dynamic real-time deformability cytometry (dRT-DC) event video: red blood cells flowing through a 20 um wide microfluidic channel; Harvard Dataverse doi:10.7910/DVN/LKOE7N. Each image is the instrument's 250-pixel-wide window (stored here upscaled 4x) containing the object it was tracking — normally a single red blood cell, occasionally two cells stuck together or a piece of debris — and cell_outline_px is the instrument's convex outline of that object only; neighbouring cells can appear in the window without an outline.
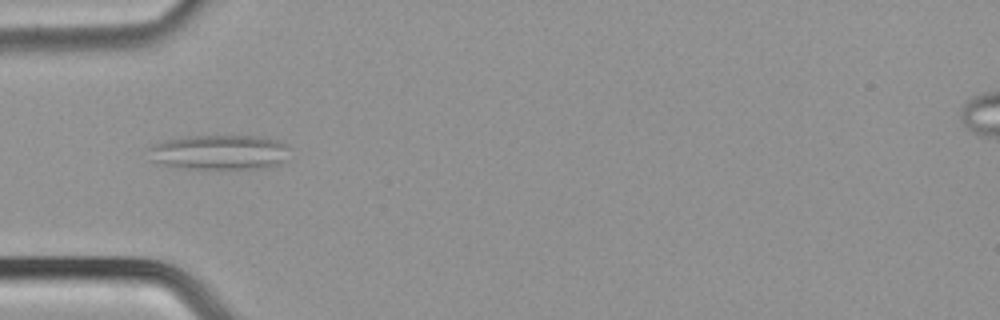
{"species": "common noctule bat (a hibernating species)", "species_latin": "Nyctalus noctula", "temperature_condition": "cold", "stored_images_in_passage": 35, "camera_frame_rate_fps": 3000, "um_per_image_px": 0.085, "animal": {"sex": "male", "body_mass_g": 21.5, "forearm_length_mm": 52.0}, "frame": {"image": 1, "passage_image": 1, "time_ms": 0.0, "image_size_px": [1000, 320], "cell_outline_px": [[288, 160], [280, 164], [260, 168], [184, 168], [164, 164], [148, 160], [148, 148], [156, 144], [168, 140], [188, 136], [260, 136], [280, 140], [288, 144]], "centroid_in_image_um": [18.71, 12.93], "position_along_channel_um": 66.3, "area_um2": 28.73}}
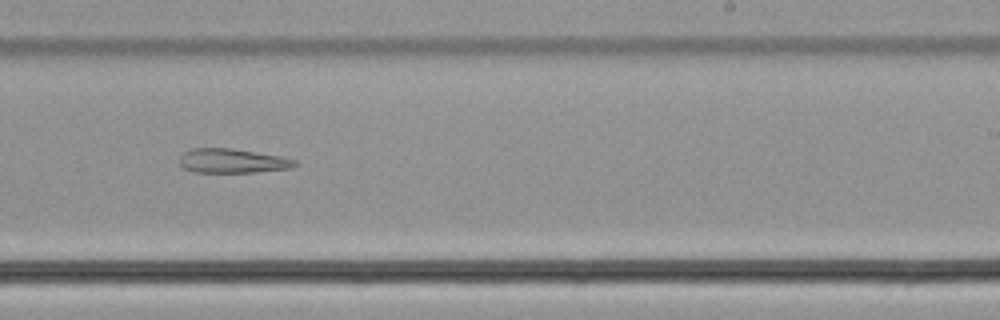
{"frame": {"image": 2, "passage_image": 16, "time_ms": 5.0, "image_size_px": [1000, 320], "cell_outline_px": [[296, 164], [292, 168], [256, 172], [192, 172], [184, 168], [180, 164], [180, 156], [184, 152], [192, 148], [232, 148], [276, 156], [296, 160]], "centroid_in_image_um": [19.7, 13.68], "position_along_channel_um": 269.3, "area_um2": 16.13}}